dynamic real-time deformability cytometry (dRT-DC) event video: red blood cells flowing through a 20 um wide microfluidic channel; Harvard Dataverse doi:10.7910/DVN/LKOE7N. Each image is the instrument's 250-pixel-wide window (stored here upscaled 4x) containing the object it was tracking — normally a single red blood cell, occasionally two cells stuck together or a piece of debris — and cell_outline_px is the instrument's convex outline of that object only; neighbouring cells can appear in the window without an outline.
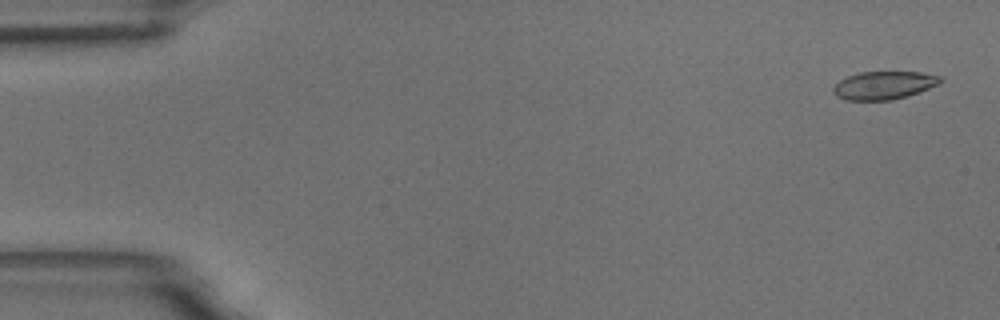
{"species": "common noctule bat (a hibernating species)", "species_latin": "Nyctalus noctula", "temperature_condition": "room temperature", "stored_images_in_passage": 15, "camera_frame_rate_fps": 3000, "um_per_image_px": 0.085, "animal": {"sex": "male", "body_mass_g": 18.8}, "frame": {"image": 1, "passage_image": 2, "time_ms": 0.333, "image_size_px": [1000, 320], "cell_outline_px": [[944, 80], [928, 88], [908, 96], [892, 100], [848, 100], [836, 96], [832, 92], [832, 88], [840, 80], [848, 76], [860, 72], [920, 72], [940, 76]], "centroid_in_image_um": [75.1, 7.25], "position_along_channel_um": 9.9, "area_um2": 17.4}}
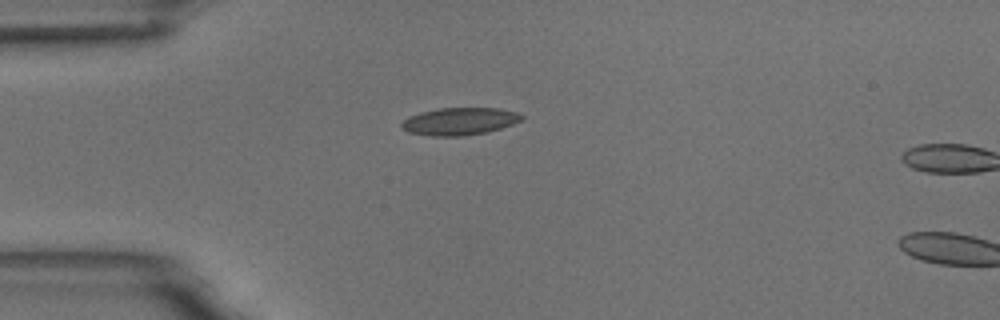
{"frame": {"image": 2, "passage_image": 14, "time_ms": 4.333, "image_size_px": [1000, 320], "cell_outline_px": [[524, 116], [520, 120], [512, 124], [488, 132], [464, 136], [432, 136], [408, 132], [400, 128], [400, 124], [408, 116], [420, 112], [440, 108], [496, 108], [516, 112]], "centroid_in_image_um": [39.01, 10.32], "position_along_channel_um": 46.0, "area_um2": 19.19}}